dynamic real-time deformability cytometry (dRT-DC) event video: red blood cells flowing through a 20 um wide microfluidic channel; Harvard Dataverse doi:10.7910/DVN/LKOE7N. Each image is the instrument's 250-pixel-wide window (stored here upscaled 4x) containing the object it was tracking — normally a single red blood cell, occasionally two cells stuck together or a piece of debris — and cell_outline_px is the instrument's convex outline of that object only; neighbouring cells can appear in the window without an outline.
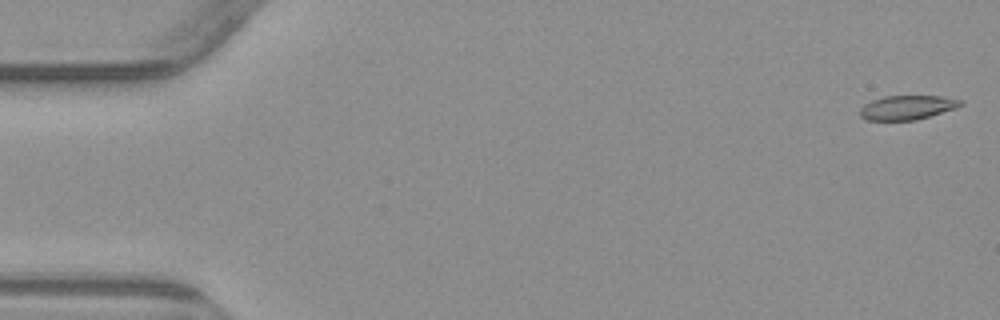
{"species": "common noctule bat (a hibernating species)", "species_latin": "Nyctalus noctula", "temperature_condition": "warm", "stored_images_in_passage": 6, "segment_of_instrument_passage": [1, 2], "camera_frame_rate_fps": 3000, "um_per_image_px": 0.085, "animal": {"sex": "male", "body_mass_g": 23.1, "forearm_length_mm": 52.7}, "frame": {"image": 1, "passage_image": 1, "time_ms": 0.0, "image_size_px": [1000, 320], "cell_outline_px": [[964, 104], [956, 108], [916, 120], [868, 120], [860, 116], [860, 108], [864, 104], [872, 100], [884, 96], [940, 96], [964, 100]], "centroid_in_image_um": [77.13, 9.13], "position_along_channel_um": 7.9, "area_um2": 14.22}}
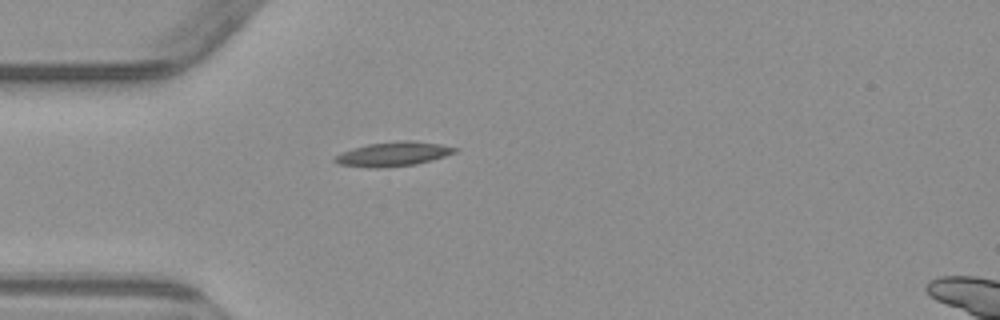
{"frame": {"image": 2, "passage_image": 5, "time_ms": 4.667, "image_size_px": [1000, 320], "cell_outline_px": [[460, 148], [456, 152], [432, 160], [416, 164], [376, 168], [368, 168], [340, 164], [332, 160], [340, 152], [352, 148], [368, 144], [400, 140], [412, 140], [440, 144]], "centroid_in_image_um": [33.42, 13.08], "position_along_channel_um": 51.6, "area_um2": 17.05}}